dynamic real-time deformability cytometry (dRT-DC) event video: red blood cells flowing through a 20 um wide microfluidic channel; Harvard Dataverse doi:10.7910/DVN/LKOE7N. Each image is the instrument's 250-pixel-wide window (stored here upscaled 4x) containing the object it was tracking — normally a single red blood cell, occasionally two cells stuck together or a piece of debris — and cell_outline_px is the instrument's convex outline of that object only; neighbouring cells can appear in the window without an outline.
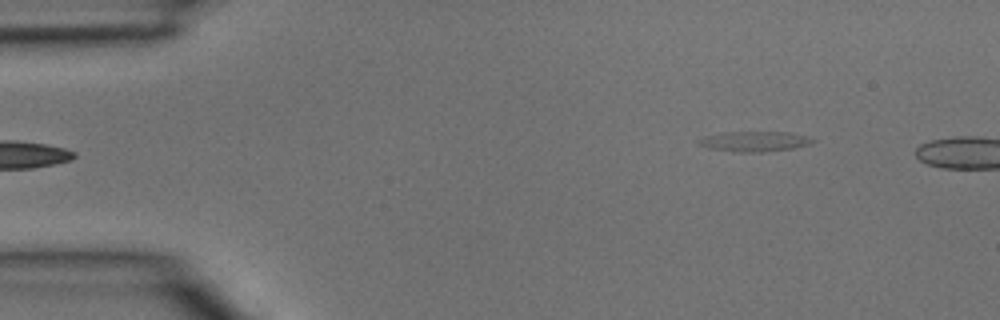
{"species": "common noctule bat (a hibernating species)", "species_latin": "Nyctalus noctula", "temperature_condition": "room temperature", "stored_images_in_passage": 2, "segment_of_instrument_passage": [2, 2], "camera_frame_rate_fps": 3000, "um_per_image_px": 0.085, "animal": {"sex": "male", "body_mass_g": 15.6}, "frame": {"image": 1, "passage_image": 2, "time_ms": 0.333, "image_size_px": [1000, 320], "cell_outline_px": [[816, 140], [812, 144], [792, 148], [760, 152], [736, 152], [708, 148], [700, 144], [696, 140], [704, 136], [724, 132], [788, 132], [804, 136]], "centroid_in_image_um": [64.1, 12.02], "position_along_channel_um": 20.9, "area_um2": 13.29}}